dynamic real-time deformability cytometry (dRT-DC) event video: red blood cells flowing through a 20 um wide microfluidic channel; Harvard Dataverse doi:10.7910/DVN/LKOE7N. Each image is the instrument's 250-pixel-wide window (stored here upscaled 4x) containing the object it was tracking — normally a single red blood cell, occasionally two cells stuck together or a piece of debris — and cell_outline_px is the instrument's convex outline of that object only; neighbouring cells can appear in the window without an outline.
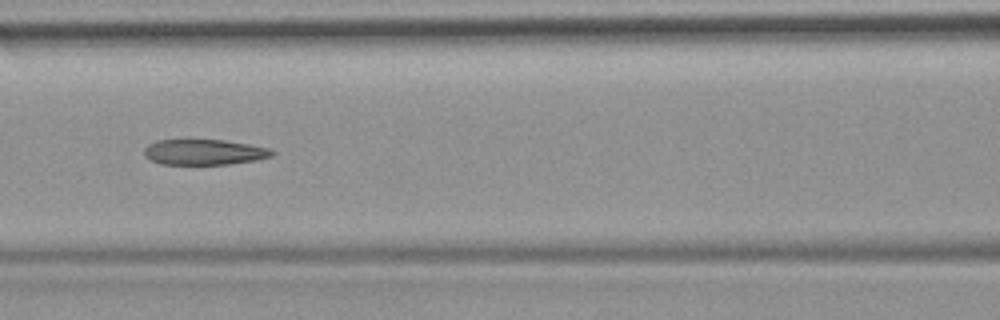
{"species": "common noctule bat (a hibernating species)", "species_latin": "Nyctalus noctula", "temperature_condition": "room temperature", "stored_images_in_passage": 37, "camera_frame_rate_fps": 3000, "um_per_image_px": 0.085, "animal": {"sex": "female", "body_mass_g": 19.9}, "frame": {"image": 1, "passage_image": 22, "time_ms": 7.0, "image_size_px": [1000, 320], "cell_outline_px": [[276, 152], [272, 156], [256, 160], [228, 164], [160, 164], [144, 156], [144, 148], [148, 144], [156, 140], [224, 140], [248, 144], [268, 148]], "centroid_in_image_um": [17.34, 12.93], "position_along_channel_um": 149.3, "area_um2": 18.96}}